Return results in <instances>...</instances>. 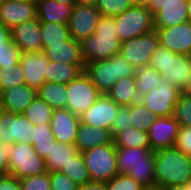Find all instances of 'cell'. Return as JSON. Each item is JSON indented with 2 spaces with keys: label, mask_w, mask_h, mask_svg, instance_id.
I'll use <instances>...</instances> for the list:
<instances>
[{
  "label": "cell",
  "mask_w": 191,
  "mask_h": 190,
  "mask_svg": "<svg viewBox=\"0 0 191 190\" xmlns=\"http://www.w3.org/2000/svg\"><path fill=\"white\" fill-rule=\"evenodd\" d=\"M155 184L164 187L185 185L191 180V158L175 146L153 151Z\"/></svg>",
  "instance_id": "6da1fadb"
},
{
  "label": "cell",
  "mask_w": 191,
  "mask_h": 190,
  "mask_svg": "<svg viewBox=\"0 0 191 190\" xmlns=\"http://www.w3.org/2000/svg\"><path fill=\"white\" fill-rule=\"evenodd\" d=\"M85 63L109 59L119 54L121 41L118 39L114 17L101 15L95 32L81 42Z\"/></svg>",
  "instance_id": "7a4b0ae2"
},
{
  "label": "cell",
  "mask_w": 191,
  "mask_h": 190,
  "mask_svg": "<svg viewBox=\"0 0 191 190\" xmlns=\"http://www.w3.org/2000/svg\"><path fill=\"white\" fill-rule=\"evenodd\" d=\"M135 70L120 54L109 59L88 62L85 66V73L102 94H107L120 78L134 76Z\"/></svg>",
  "instance_id": "3957f363"
},
{
  "label": "cell",
  "mask_w": 191,
  "mask_h": 190,
  "mask_svg": "<svg viewBox=\"0 0 191 190\" xmlns=\"http://www.w3.org/2000/svg\"><path fill=\"white\" fill-rule=\"evenodd\" d=\"M149 65L159 71L163 78L182 90L188 84L191 75V56L173 53L158 45Z\"/></svg>",
  "instance_id": "277c9868"
},
{
  "label": "cell",
  "mask_w": 191,
  "mask_h": 190,
  "mask_svg": "<svg viewBox=\"0 0 191 190\" xmlns=\"http://www.w3.org/2000/svg\"><path fill=\"white\" fill-rule=\"evenodd\" d=\"M114 21L118 39L121 42L154 30V16L143 5H133L126 11L114 16Z\"/></svg>",
  "instance_id": "5b68a950"
},
{
  "label": "cell",
  "mask_w": 191,
  "mask_h": 190,
  "mask_svg": "<svg viewBox=\"0 0 191 190\" xmlns=\"http://www.w3.org/2000/svg\"><path fill=\"white\" fill-rule=\"evenodd\" d=\"M9 174L19 180L47 172L45 159L34 150L31 143H14L8 148Z\"/></svg>",
  "instance_id": "8992f818"
},
{
  "label": "cell",
  "mask_w": 191,
  "mask_h": 190,
  "mask_svg": "<svg viewBox=\"0 0 191 190\" xmlns=\"http://www.w3.org/2000/svg\"><path fill=\"white\" fill-rule=\"evenodd\" d=\"M82 156L91 181L107 182L118 174L114 143L86 150Z\"/></svg>",
  "instance_id": "52a82bcc"
},
{
  "label": "cell",
  "mask_w": 191,
  "mask_h": 190,
  "mask_svg": "<svg viewBox=\"0 0 191 190\" xmlns=\"http://www.w3.org/2000/svg\"><path fill=\"white\" fill-rule=\"evenodd\" d=\"M66 91L68 96L66 109L78 116H81L102 95L85 71L66 84Z\"/></svg>",
  "instance_id": "ba28073f"
},
{
  "label": "cell",
  "mask_w": 191,
  "mask_h": 190,
  "mask_svg": "<svg viewBox=\"0 0 191 190\" xmlns=\"http://www.w3.org/2000/svg\"><path fill=\"white\" fill-rule=\"evenodd\" d=\"M158 45V36L154 29L144 35L121 42L119 54L128 60L134 69H138L150 64V59Z\"/></svg>",
  "instance_id": "9c48e42d"
},
{
  "label": "cell",
  "mask_w": 191,
  "mask_h": 190,
  "mask_svg": "<svg viewBox=\"0 0 191 190\" xmlns=\"http://www.w3.org/2000/svg\"><path fill=\"white\" fill-rule=\"evenodd\" d=\"M183 90L163 78L158 87L151 90L140 101L157 117L173 116L174 107Z\"/></svg>",
  "instance_id": "30bf717a"
},
{
  "label": "cell",
  "mask_w": 191,
  "mask_h": 190,
  "mask_svg": "<svg viewBox=\"0 0 191 190\" xmlns=\"http://www.w3.org/2000/svg\"><path fill=\"white\" fill-rule=\"evenodd\" d=\"M146 7L154 16V28H169L189 21L187 0H148Z\"/></svg>",
  "instance_id": "8fae6325"
},
{
  "label": "cell",
  "mask_w": 191,
  "mask_h": 190,
  "mask_svg": "<svg viewBox=\"0 0 191 190\" xmlns=\"http://www.w3.org/2000/svg\"><path fill=\"white\" fill-rule=\"evenodd\" d=\"M34 126L23 114L3 111L0 114V143L7 146L30 143Z\"/></svg>",
  "instance_id": "7c38bea8"
},
{
  "label": "cell",
  "mask_w": 191,
  "mask_h": 190,
  "mask_svg": "<svg viewBox=\"0 0 191 190\" xmlns=\"http://www.w3.org/2000/svg\"><path fill=\"white\" fill-rule=\"evenodd\" d=\"M100 16L101 13L95 6L75 5L68 22L71 38L82 42L91 36L95 32Z\"/></svg>",
  "instance_id": "4fadbf2b"
},
{
  "label": "cell",
  "mask_w": 191,
  "mask_h": 190,
  "mask_svg": "<svg viewBox=\"0 0 191 190\" xmlns=\"http://www.w3.org/2000/svg\"><path fill=\"white\" fill-rule=\"evenodd\" d=\"M159 45L173 53L191 56V21L169 28H154Z\"/></svg>",
  "instance_id": "5bb4252c"
},
{
  "label": "cell",
  "mask_w": 191,
  "mask_h": 190,
  "mask_svg": "<svg viewBox=\"0 0 191 190\" xmlns=\"http://www.w3.org/2000/svg\"><path fill=\"white\" fill-rule=\"evenodd\" d=\"M117 105L106 94L91 105L81 116V122L93 127L111 130L115 116L117 114Z\"/></svg>",
  "instance_id": "9a60e30c"
},
{
  "label": "cell",
  "mask_w": 191,
  "mask_h": 190,
  "mask_svg": "<svg viewBox=\"0 0 191 190\" xmlns=\"http://www.w3.org/2000/svg\"><path fill=\"white\" fill-rule=\"evenodd\" d=\"M179 128L180 125L173 116L156 117L147 131L150 149L155 151L175 146Z\"/></svg>",
  "instance_id": "2e32d148"
},
{
  "label": "cell",
  "mask_w": 191,
  "mask_h": 190,
  "mask_svg": "<svg viewBox=\"0 0 191 190\" xmlns=\"http://www.w3.org/2000/svg\"><path fill=\"white\" fill-rule=\"evenodd\" d=\"M11 36L22 53L42 52V33L38 18L25 21L12 28Z\"/></svg>",
  "instance_id": "e0dca14e"
},
{
  "label": "cell",
  "mask_w": 191,
  "mask_h": 190,
  "mask_svg": "<svg viewBox=\"0 0 191 190\" xmlns=\"http://www.w3.org/2000/svg\"><path fill=\"white\" fill-rule=\"evenodd\" d=\"M81 118L69 109H55L50 122L51 131L57 142L75 144Z\"/></svg>",
  "instance_id": "ac0fdd59"
},
{
  "label": "cell",
  "mask_w": 191,
  "mask_h": 190,
  "mask_svg": "<svg viewBox=\"0 0 191 190\" xmlns=\"http://www.w3.org/2000/svg\"><path fill=\"white\" fill-rule=\"evenodd\" d=\"M37 18L36 0L25 2L3 1L0 7V23L9 29Z\"/></svg>",
  "instance_id": "d6986e66"
},
{
  "label": "cell",
  "mask_w": 191,
  "mask_h": 190,
  "mask_svg": "<svg viewBox=\"0 0 191 190\" xmlns=\"http://www.w3.org/2000/svg\"><path fill=\"white\" fill-rule=\"evenodd\" d=\"M49 58L45 53H22L19 60L24 76L25 83L34 89H38L44 82H46L45 72Z\"/></svg>",
  "instance_id": "ffe728a7"
},
{
  "label": "cell",
  "mask_w": 191,
  "mask_h": 190,
  "mask_svg": "<svg viewBox=\"0 0 191 190\" xmlns=\"http://www.w3.org/2000/svg\"><path fill=\"white\" fill-rule=\"evenodd\" d=\"M0 96L4 111L22 114L37 96V90L24 83L3 90Z\"/></svg>",
  "instance_id": "44dd1931"
},
{
  "label": "cell",
  "mask_w": 191,
  "mask_h": 190,
  "mask_svg": "<svg viewBox=\"0 0 191 190\" xmlns=\"http://www.w3.org/2000/svg\"><path fill=\"white\" fill-rule=\"evenodd\" d=\"M43 52L49 58V61L76 64L83 72L85 71L86 63L82 55L80 41L71 38L64 42L63 45L51 46Z\"/></svg>",
  "instance_id": "7402d4cb"
},
{
  "label": "cell",
  "mask_w": 191,
  "mask_h": 190,
  "mask_svg": "<svg viewBox=\"0 0 191 190\" xmlns=\"http://www.w3.org/2000/svg\"><path fill=\"white\" fill-rule=\"evenodd\" d=\"M113 144L112 131L99 127L89 126L80 122L77 130L75 145L79 152H84L95 147Z\"/></svg>",
  "instance_id": "603a6c76"
},
{
  "label": "cell",
  "mask_w": 191,
  "mask_h": 190,
  "mask_svg": "<svg viewBox=\"0 0 191 190\" xmlns=\"http://www.w3.org/2000/svg\"><path fill=\"white\" fill-rule=\"evenodd\" d=\"M116 158L118 174H127L138 164H155V155L150 147H116Z\"/></svg>",
  "instance_id": "cb8c5ba5"
},
{
  "label": "cell",
  "mask_w": 191,
  "mask_h": 190,
  "mask_svg": "<svg viewBox=\"0 0 191 190\" xmlns=\"http://www.w3.org/2000/svg\"><path fill=\"white\" fill-rule=\"evenodd\" d=\"M36 6L40 22L68 24L75 5L57 3L54 0H36Z\"/></svg>",
  "instance_id": "d4e9b609"
},
{
  "label": "cell",
  "mask_w": 191,
  "mask_h": 190,
  "mask_svg": "<svg viewBox=\"0 0 191 190\" xmlns=\"http://www.w3.org/2000/svg\"><path fill=\"white\" fill-rule=\"evenodd\" d=\"M106 95L120 106H131L140 101L134 76L117 80Z\"/></svg>",
  "instance_id": "484cf974"
},
{
  "label": "cell",
  "mask_w": 191,
  "mask_h": 190,
  "mask_svg": "<svg viewBox=\"0 0 191 190\" xmlns=\"http://www.w3.org/2000/svg\"><path fill=\"white\" fill-rule=\"evenodd\" d=\"M78 153L79 150L75 144L53 142L50 152L45 158L47 171H60Z\"/></svg>",
  "instance_id": "4316f807"
},
{
  "label": "cell",
  "mask_w": 191,
  "mask_h": 190,
  "mask_svg": "<svg viewBox=\"0 0 191 190\" xmlns=\"http://www.w3.org/2000/svg\"><path fill=\"white\" fill-rule=\"evenodd\" d=\"M37 96L55 109H66L68 96L66 84L55 82H44L37 89Z\"/></svg>",
  "instance_id": "83f0119b"
},
{
  "label": "cell",
  "mask_w": 191,
  "mask_h": 190,
  "mask_svg": "<svg viewBox=\"0 0 191 190\" xmlns=\"http://www.w3.org/2000/svg\"><path fill=\"white\" fill-rule=\"evenodd\" d=\"M42 33V51L51 46L63 45L71 39L68 24L40 22Z\"/></svg>",
  "instance_id": "f1b7e54d"
},
{
  "label": "cell",
  "mask_w": 191,
  "mask_h": 190,
  "mask_svg": "<svg viewBox=\"0 0 191 190\" xmlns=\"http://www.w3.org/2000/svg\"><path fill=\"white\" fill-rule=\"evenodd\" d=\"M83 71L76 64L49 61L44 73L46 82L67 84L76 79Z\"/></svg>",
  "instance_id": "f546056e"
},
{
  "label": "cell",
  "mask_w": 191,
  "mask_h": 190,
  "mask_svg": "<svg viewBox=\"0 0 191 190\" xmlns=\"http://www.w3.org/2000/svg\"><path fill=\"white\" fill-rule=\"evenodd\" d=\"M134 78L139 98L147 95L151 90L158 87L163 79L160 72L150 65L136 69Z\"/></svg>",
  "instance_id": "4dcf8cb0"
},
{
  "label": "cell",
  "mask_w": 191,
  "mask_h": 190,
  "mask_svg": "<svg viewBox=\"0 0 191 190\" xmlns=\"http://www.w3.org/2000/svg\"><path fill=\"white\" fill-rule=\"evenodd\" d=\"M53 142H56V138L51 131L50 124L41 123L40 125L34 126L30 143L41 158L45 159L47 157Z\"/></svg>",
  "instance_id": "1f68e13d"
},
{
  "label": "cell",
  "mask_w": 191,
  "mask_h": 190,
  "mask_svg": "<svg viewBox=\"0 0 191 190\" xmlns=\"http://www.w3.org/2000/svg\"><path fill=\"white\" fill-rule=\"evenodd\" d=\"M113 143L115 147L124 148L150 147L148 133L133 127L118 132L113 137Z\"/></svg>",
  "instance_id": "d6a6232c"
},
{
  "label": "cell",
  "mask_w": 191,
  "mask_h": 190,
  "mask_svg": "<svg viewBox=\"0 0 191 190\" xmlns=\"http://www.w3.org/2000/svg\"><path fill=\"white\" fill-rule=\"evenodd\" d=\"M54 109L38 96L22 113L34 125L50 124Z\"/></svg>",
  "instance_id": "836d02e7"
},
{
  "label": "cell",
  "mask_w": 191,
  "mask_h": 190,
  "mask_svg": "<svg viewBox=\"0 0 191 190\" xmlns=\"http://www.w3.org/2000/svg\"><path fill=\"white\" fill-rule=\"evenodd\" d=\"M60 171L66 174L79 186L91 181L88 168L85 165V161L81 152L71 158L67 165L63 166Z\"/></svg>",
  "instance_id": "e575fe53"
},
{
  "label": "cell",
  "mask_w": 191,
  "mask_h": 190,
  "mask_svg": "<svg viewBox=\"0 0 191 190\" xmlns=\"http://www.w3.org/2000/svg\"><path fill=\"white\" fill-rule=\"evenodd\" d=\"M156 117L141 101L131 105V126L133 128L147 132Z\"/></svg>",
  "instance_id": "d590c367"
},
{
  "label": "cell",
  "mask_w": 191,
  "mask_h": 190,
  "mask_svg": "<svg viewBox=\"0 0 191 190\" xmlns=\"http://www.w3.org/2000/svg\"><path fill=\"white\" fill-rule=\"evenodd\" d=\"M25 83L24 71L20 64L15 68H0V93Z\"/></svg>",
  "instance_id": "8d00e7d4"
},
{
  "label": "cell",
  "mask_w": 191,
  "mask_h": 190,
  "mask_svg": "<svg viewBox=\"0 0 191 190\" xmlns=\"http://www.w3.org/2000/svg\"><path fill=\"white\" fill-rule=\"evenodd\" d=\"M173 117L180 127L191 126V95L185 92L181 93L174 107Z\"/></svg>",
  "instance_id": "74e56055"
},
{
  "label": "cell",
  "mask_w": 191,
  "mask_h": 190,
  "mask_svg": "<svg viewBox=\"0 0 191 190\" xmlns=\"http://www.w3.org/2000/svg\"><path fill=\"white\" fill-rule=\"evenodd\" d=\"M127 175L132 177L136 182L142 186L154 185L155 176V164H138L128 171Z\"/></svg>",
  "instance_id": "f35d334b"
},
{
  "label": "cell",
  "mask_w": 191,
  "mask_h": 190,
  "mask_svg": "<svg viewBox=\"0 0 191 190\" xmlns=\"http://www.w3.org/2000/svg\"><path fill=\"white\" fill-rule=\"evenodd\" d=\"M133 6L130 0H97L95 7L105 16H116Z\"/></svg>",
  "instance_id": "ab89813d"
},
{
  "label": "cell",
  "mask_w": 191,
  "mask_h": 190,
  "mask_svg": "<svg viewBox=\"0 0 191 190\" xmlns=\"http://www.w3.org/2000/svg\"><path fill=\"white\" fill-rule=\"evenodd\" d=\"M21 190H51L49 172L20 179Z\"/></svg>",
  "instance_id": "60d3db41"
},
{
  "label": "cell",
  "mask_w": 191,
  "mask_h": 190,
  "mask_svg": "<svg viewBox=\"0 0 191 190\" xmlns=\"http://www.w3.org/2000/svg\"><path fill=\"white\" fill-rule=\"evenodd\" d=\"M106 185L108 190H142L144 187L127 174H117Z\"/></svg>",
  "instance_id": "b9f144b4"
},
{
  "label": "cell",
  "mask_w": 191,
  "mask_h": 190,
  "mask_svg": "<svg viewBox=\"0 0 191 190\" xmlns=\"http://www.w3.org/2000/svg\"><path fill=\"white\" fill-rule=\"evenodd\" d=\"M131 126V106H120L115 116L111 131L113 137Z\"/></svg>",
  "instance_id": "7bdbcfd3"
},
{
  "label": "cell",
  "mask_w": 191,
  "mask_h": 190,
  "mask_svg": "<svg viewBox=\"0 0 191 190\" xmlns=\"http://www.w3.org/2000/svg\"><path fill=\"white\" fill-rule=\"evenodd\" d=\"M51 190H78L79 185L61 171L49 172Z\"/></svg>",
  "instance_id": "ee69618b"
},
{
  "label": "cell",
  "mask_w": 191,
  "mask_h": 190,
  "mask_svg": "<svg viewBox=\"0 0 191 190\" xmlns=\"http://www.w3.org/2000/svg\"><path fill=\"white\" fill-rule=\"evenodd\" d=\"M21 54L15 44L11 48L0 49V68H15L19 64Z\"/></svg>",
  "instance_id": "f6af8a7d"
},
{
  "label": "cell",
  "mask_w": 191,
  "mask_h": 190,
  "mask_svg": "<svg viewBox=\"0 0 191 190\" xmlns=\"http://www.w3.org/2000/svg\"><path fill=\"white\" fill-rule=\"evenodd\" d=\"M175 147L191 158V126L179 128Z\"/></svg>",
  "instance_id": "bcb514c9"
},
{
  "label": "cell",
  "mask_w": 191,
  "mask_h": 190,
  "mask_svg": "<svg viewBox=\"0 0 191 190\" xmlns=\"http://www.w3.org/2000/svg\"><path fill=\"white\" fill-rule=\"evenodd\" d=\"M0 190H21L20 180L12 174L0 176Z\"/></svg>",
  "instance_id": "7dc6e473"
},
{
  "label": "cell",
  "mask_w": 191,
  "mask_h": 190,
  "mask_svg": "<svg viewBox=\"0 0 191 190\" xmlns=\"http://www.w3.org/2000/svg\"><path fill=\"white\" fill-rule=\"evenodd\" d=\"M13 45L11 29L0 23V49L11 48Z\"/></svg>",
  "instance_id": "c3c4849f"
},
{
  "label": "cell",
  "mask_w": 191,
  "mask_h": 190,
  "mask_svg": "<svg viewBox=\"0 0 191 190\" xmlns=\"http://www.w3.org/2000/svg\"><path fill=\"white\" fill-rule=\"evenodd\" d=\"M9 146L0 143V176L9 174Z\"/></svg>",
  "instance_id": "681fc988"
},
{
  "label": "cell",
  "mask_w": 191,
  "mask_h": 190,
  "mask_svg": "<svg viewBox=\"0 0 191 190\" xmlns=\"http://www.w3.org/2000/svg\"><path fill=\"white\" fill-rule=\"evenodd\" d=\"M78 190H108L106 182L90 181L78 187Z\"/></svg>",
  "instance_id": "f907efd6"
},
{
  "label": "cell",
  "mask_w": 191,
  "mask_h": 190,
  "mask_svg": "<svg viewBox=\"0 0 191 190\" xmlns=\"http://www.w3.org/2000/svg\"><path fill=\"white\" fill-rule=\"evenodd\" d=\"M97 0H75V5H90L95 6Z\"/></svg>",
  "instance_id": "816d5d0a"
},
{
  "label": "cell",
  "mask_w": 191,
  "mask_h": 190,
  "mask_svg": "<svg viewBox=\"0 0 191 190\" xmlns=\"http://www.w3.org/2000/svg\"><path fill=\"white\" fill-rule=\"evenodd\" d=\"M164 190H190V189H187L186 185H177V186L164 187Z\"/></svg>",
  "instance_id": "f5cc1de1"
},
{
  "label": "cell",
  "mask_w": 191,
  "mask_h": 190,
  "mask_svg": "<svg viewBox=\"0 0 191 190\" xmlns=\"http://www.w3.org/2000/svg\"><path fill=\"white\" fill-rule=\"evenodd\" d=\"M142 190H164V188L161 185H149V186H144Z\"/></svg>",
  "instance_id": "db71d44e"
},
{
  "label": "cell",
  "mask_w": 191,
  "mask_h": 190,
  "mask_svg": "<svg viewBox=\"0 0 191 190\" xmlns=\"http://www.w3.org/2000/svg\"><path fill=\"white\" fill-rule=\"evenodd\" d=\"M133 5H143L146 6L148 0H130Z\"/></svg>",
  "instance_id": "11a10c76"
},
{
  "label": "cell",
  "mask_w": 191,
  "mask_h": 190,
  "mask_svg": "<svg viewBox=\"0 0 191 190\" xmlns=\"http://www.w3.org/2000/svg\"><path fill=\"white\" fill-rule=\"evenodd\" d=\"M183 92L191 95V75L188 81V84L186 85V87L183 89Z\"/></svg>",
  "instance_id": "9f6ffc18"
},
{
  "label": "cell",
  "mask_w": 191,
  "mask_h": 190,
  "mask_svg": "<svg viewBox=\"0 0 191 190\" xmlns=\"http://www.w3.org/2000/svg\"><path fill=\"white\" fill-rule=\"evenodd\" d=\"M57 3L75 5V0H54Z\"/></svg>",
  "instance_id": "6f0895ef"
},
{
  "label": "cell",
  "mask_w": 191,
  "mask_h": 190,
  "mask_svg": "<svg viewBox=\"0 0 191 190\" xmlns=\"http://www.w3.org/2000/svg\"><path fill=\"white\" fill-rule=\"evenodd\" d=\"M188 19L191 21V0H187Z\"/></svg>",
  "instance_id": "680465c9"
},
{
  "label": "cell",
  "mask_w": 191,
  "mask_h": 190,
  "mask_svg": "<svg viewBox=\"0 0 191 190\" xmlns=\"http://www.w3.org/2000/svg\"><path fill=\"white\" fill-rule=\"evenodd\" d=\"M5 1H12V2H25V1H30V0H5Z\"/></svg>",
  "instance_id": "91938a15"
},
{
  "label": "cell",
  "mask_w": 191,
  "mask_h": 190,
  "mask_svg": "<svg viewBox=\"0 0 191 190\" xmlns=\"http://www.w3.org/2000/svg\"><path fill=\"white\" fill-rule=\"evenodd\" d=\"M185 185H186L187 189L191 190V180L188 183H186Z\"/></svg>",
  "instance_id": "94428289"
},
{
  "label": "cell",
  "mask_w": 191,
  "mask_h": 190,
  "mask_svg": "<svg viewBox=\"0 0 191 190\" xmlns=\"http://www.w3.org/2000/svg\"><path fill=\"white\" fill-rule=\"evenodd\" d=\"M2 102H1V96H0V114L3 112Z\"/></svg>",
  "instance_id": "6125c7cd"
},
{
  "label": "cell",
  "mask_w": 191,
  "mask_h": 190,
  "mask_svg": "<svg viewBox=\"0 0 191 190\" xmlns=\"http://www.w3.org/2000/svg\"><path fill=\"white\" fill-rule=\"evenodd\" d=\"M4 0H0V7L2 6Z\"/></svg>",
  "instance_id": "be15d7a7"
}]
</instances>
